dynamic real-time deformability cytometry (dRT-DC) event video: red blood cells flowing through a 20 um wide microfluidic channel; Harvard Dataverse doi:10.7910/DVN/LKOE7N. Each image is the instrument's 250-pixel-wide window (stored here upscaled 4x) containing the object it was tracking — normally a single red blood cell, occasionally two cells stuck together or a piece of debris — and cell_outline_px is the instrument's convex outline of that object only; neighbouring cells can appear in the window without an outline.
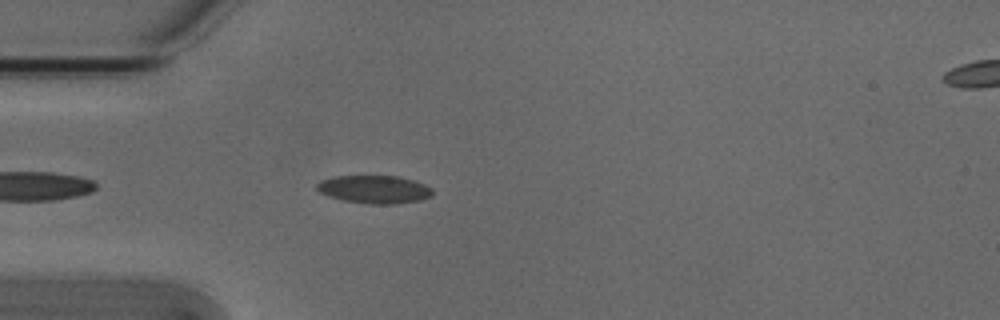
{"species": "Egyptian fruit bat (a non-hibernating species)", "species_latin": "Rousettus aegyptiacus", "temperature_condition": "cold", "stored_images_in_passage": 42, "camera_frame_rate_fps": 3000, "um_per_image_px": 0.085, "animal": {"sex": "male"}, "frame": {"image": 1, "passage_image": 4, "time_ms": 1.0, "image_size_px": [1000, 320], "cell_outline_px": [[432, 196], [420, 200], [396, 204], [368, 204], [344, 200], [328, 196], [320, 192], [316, 188], [316, 184], [320, 180], [336, 176], [396, 176], [412, 180], [424, 184], [432, 188]], "centroid_in_image_um": [31.81, 16.1], "position_along_channel_um": 53.2, "area_um2": 18.84}}
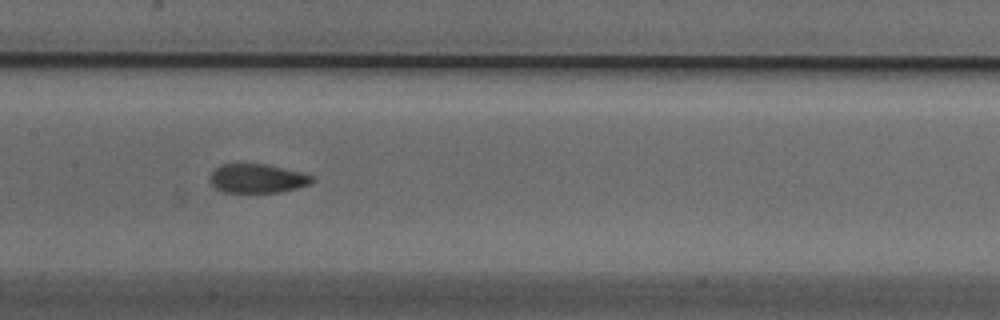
{"frame": {"image": 2, "passage_image": 15, "time_ms": 4.667, "image_size_px": [1000, 320], "cell_outline_px": [[316, 180], [308, 184], [296, 188], [280, 192], [224, 192], [216, 188], [208, 180], [208, 176], [220, 164], [264, 164], [300, 172], [312, 176]], "centroid_in_image_um": [21.83, 15.17], "position_along_channel_um": 185.6, "area_um2": 17.11}}
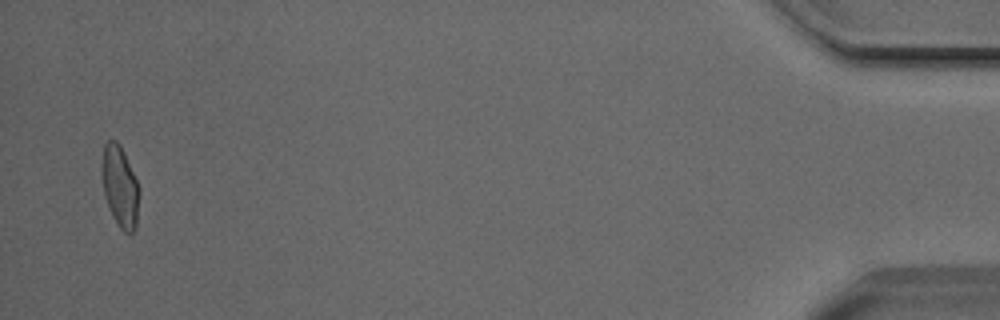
{"frame": {"image": 3, "passage_image": 41, "time_ms": 13.333, "image_size_px": [1000, 320], "cell_outline_px": [[140, 192], [136, 228], [132, 232], [124, 232], [120, 228], [112, 216], [104, 196], [100, 172], [100, 164], [104, 144], [108, 140], [116, 140], [120, 144], [124, 152], [140, 188]], "centroid_in_image_um": [10.18, 15.83], "position_along_channel_um": 425.0, "area_um2": 18.15}, "authors_computed_cell_mechanics": {"area_um2": 17.918, "velocity_mm_per_s": 3.8104, "shape_relaxation_time_tau1_ms": 5.8393, "shape_relaxation_time_tau2_ms": 1.1972, "deformation_change_tau1": 0.1434, "deformation_change_tau2": 0.0423}}